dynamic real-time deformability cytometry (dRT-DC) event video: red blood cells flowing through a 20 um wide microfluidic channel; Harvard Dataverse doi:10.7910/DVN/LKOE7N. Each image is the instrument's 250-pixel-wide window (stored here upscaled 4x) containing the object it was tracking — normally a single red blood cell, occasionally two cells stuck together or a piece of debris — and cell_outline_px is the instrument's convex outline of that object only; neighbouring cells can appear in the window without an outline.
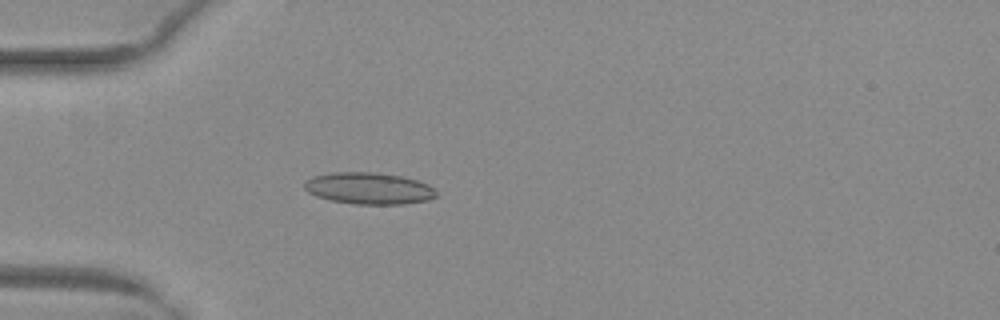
{"species": "common noctule bat (a hibernating species)", "species_latin": "Nyctalus noctula", "temperature_condition": "warm", "stored_images_in_passage": 19, "camera_frame_rate_fps": 3000, "um_per_image_px": 0.085, "animal": {"sex": "female", "body_mass_g": 29.2, "forearm_length_mm": 56.3}, "frame": {"image": 1, "passage_image": 16, "time_ms": 5.0, "image_size_px": [1000, 320], "cell_outline_px": [[436, 196], [428, 200], [404, 204], [356, 204], [332, 200], [316, 196], [308, 192], [304, 188], [304, 180], [312, 176], [332, 172], [376, 172], [400, 176], [416, 180], [428, 184], [436, 192]], "centroid_in_image_um": [31.32, 16.0], "position_along_channel_um": 53.7, "area_um2": 24.33}}